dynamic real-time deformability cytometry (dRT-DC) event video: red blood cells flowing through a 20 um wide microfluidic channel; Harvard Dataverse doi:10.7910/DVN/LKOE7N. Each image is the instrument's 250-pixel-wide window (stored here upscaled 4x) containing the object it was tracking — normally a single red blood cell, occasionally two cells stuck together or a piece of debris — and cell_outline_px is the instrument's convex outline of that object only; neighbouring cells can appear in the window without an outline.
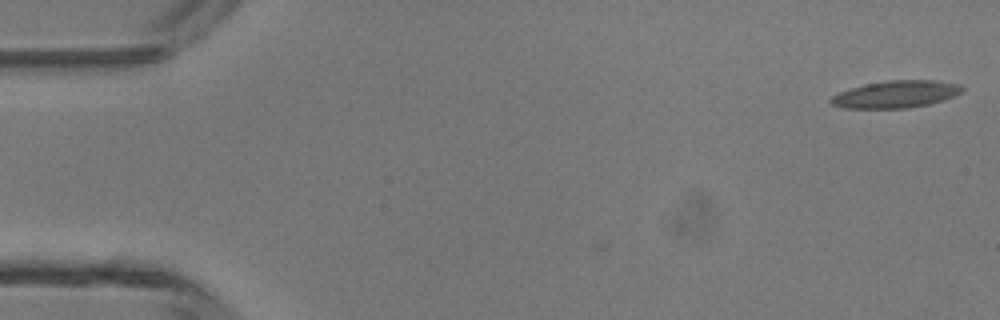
{"species": "common noctule bat (a hibernating species)", "species_latin": "Nyctalus noctula", "temperature_condition": "room temperature", "stored_images_in_passage": 38, "camera_frame_rate_fps": 3000, "um_per_image_px": 0.085, "animal": {"sex": "male", "body_mass_g": 13.3}, "frame": {"image": 1, "passage_image": 1, "time_ms": 0.0, "image_size_px": [1000, 320], "cell_outline_px": [[964, 88], [956, 96], [944, 100], [928, 104], [908, 108], [844, 108], [832, 104], [828, 100], [832, 96], [840, 92], [852, 88], [868, 84], [888, 80], [932, 80], [960, 84]], "centroid_in_image_um": [76.18, 8.01], "position_along_channel_um": 8.8, "area_um2": 20.63}}
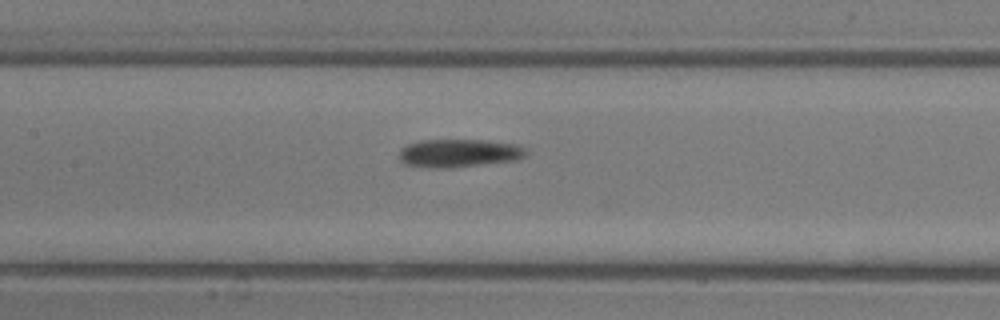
{"frame": {"image": 2, "passage_image": 22, "time_ms": 7.0, "image_size_px": [1000, 320], "cell_outline_px": [[528, 152], [524, 156], [516, 160], [452, 168], [424, 168], [404, 164], [396, 156], [400, 148], [408, 144], [420, 140], [484, 140], [516, 144], [524, 148]], "centroid_in_image_um": [38.93, 13.02], "position_along_channel_um": 168.5, "area_um2": 21.15}}
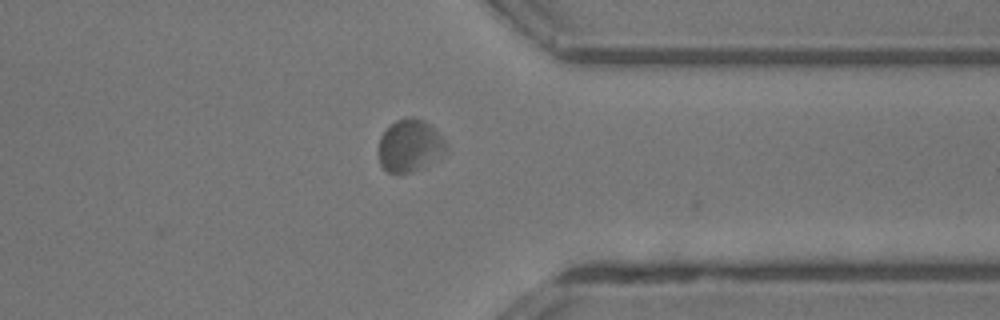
{"frame": {"image": 3, "passage_image": 37, "time_ms": 12.0, "image_size_px": [1000, 320], "cell_outline_px": [[448, 152], [412, 172], [388, 172], [380, 164], [376, 152], [380, 136], [396, 120], [408, 116], [412, 116], [424, 120], [448, 144]], "centroid_in_image_um": [34.8, 12.37], "position_along_channel_um": 376.6, "area_um2": 20.58}, "authors_computed_cell_mechanics": {"area_um2": 20.2011, "velocity_mm_per_s": 4.2825, "shape_relaxation_time_tau1_ms": null, "shape_relaxation_time_tau2_ms": 0.9686, "deformation_change_tau1": null, "deformation_change_tau2": 0.03}}